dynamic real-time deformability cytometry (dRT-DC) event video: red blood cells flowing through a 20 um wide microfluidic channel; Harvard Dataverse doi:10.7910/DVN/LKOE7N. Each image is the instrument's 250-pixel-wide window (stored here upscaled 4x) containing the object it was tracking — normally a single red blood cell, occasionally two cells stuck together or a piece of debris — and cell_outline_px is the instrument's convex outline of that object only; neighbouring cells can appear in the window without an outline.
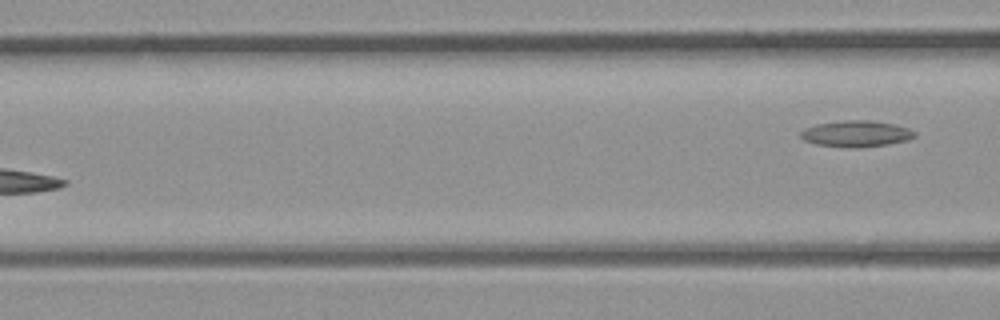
{"species": "common noctule bat (a hibernating species)", "species_latin": "Nyctalus noctula", "temperature_condition": "room temperature", "stored_images_in_passage": 6, "segment_of_instrument_passage": [2, 2], "camera_frame_rate_fps": 3000, "um_per_image_px": 0.085, "animal": {"sex": "male", "body_mass_g": 23.1, "forearm_length_mm": 52.7}, "frame": {"image": 1, "passage_image": 6, "time_ms": 1.667, "image_size_px": [1000, 320], "cell_outline_px": [[916, 136], [908, 140], [888, 144], [860, 148], [840, 148], [816, 144], [804, 140], [800, 136], [800, 132], [804, 128], [816, 124], [844, 120], [868, 120], [892, 124], [908, 128], [916, 132]], "centroid_in_image_um": [72.75, 11.38], "position_along_channel_um": 93.9, "area_um2": 17.63}}